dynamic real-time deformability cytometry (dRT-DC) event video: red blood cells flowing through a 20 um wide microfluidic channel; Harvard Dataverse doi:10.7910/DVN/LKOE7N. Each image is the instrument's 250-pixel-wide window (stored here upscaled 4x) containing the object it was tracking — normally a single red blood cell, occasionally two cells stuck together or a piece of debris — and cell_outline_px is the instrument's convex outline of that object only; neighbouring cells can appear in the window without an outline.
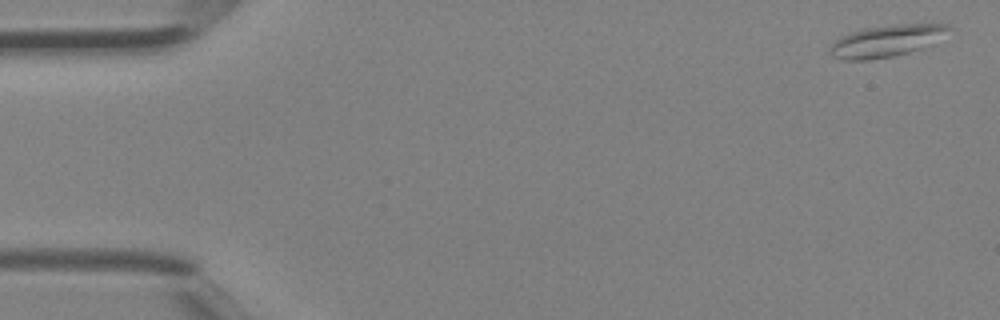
{"species": "Egyptian fruit bat (a non-hibernating species)", "species_latin": "Rousettus aegyptiacus", "temperature_condition": "room temperature", "stored_images_in_passage": 38, "camera_frame_rate_fps": 3000, "um_per_image_px": 0.085, "animal": {"sex": "female"}, "frame": {"image": 1, "passage_image": 1, "time_ms": 0.0, "image_size_px": [1000, 320], "cell_outline_px": [[956, 28], [932, 44], [908, 52], [892, 56], [868, 60], [844, 60], [832, 56], [828, 52], [828, 48], [836, 40], [852, 32], [864, 28], [896, 24], [948, 24]], "centroid_in_image_um": [75.4, 3.47], "position_along_channel_um": 9.6, "area_um2": 22.02}}
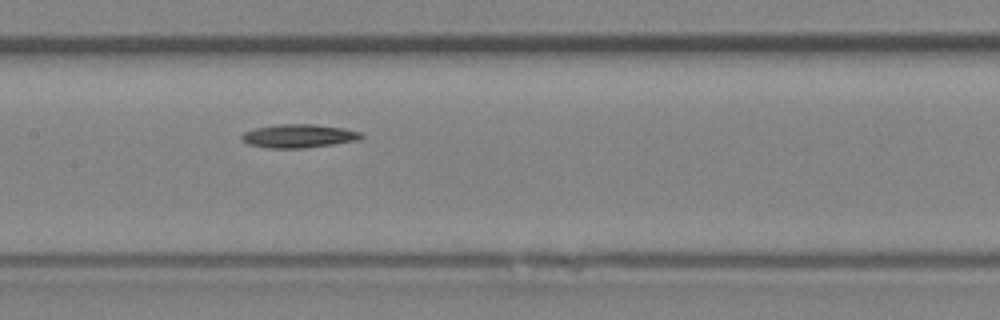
{"frame": {"image": 2, "passage_image": 20, "time_ms": 6.333, "image_size_px": [1000, 320], "cell_outline_px": [[364, 136], [356, 140], [332, 144], [304, 148], [264, 148], [248, 144], [240, 140], [240, 136], [244, 132], [256, 128], [276, 124], [316, 124], [344, 128], [360, 132]], "centroid_in_image_um": [25.33, 11.56], "position_along_channel_um": 182.1, "area_um2": 16.42}}
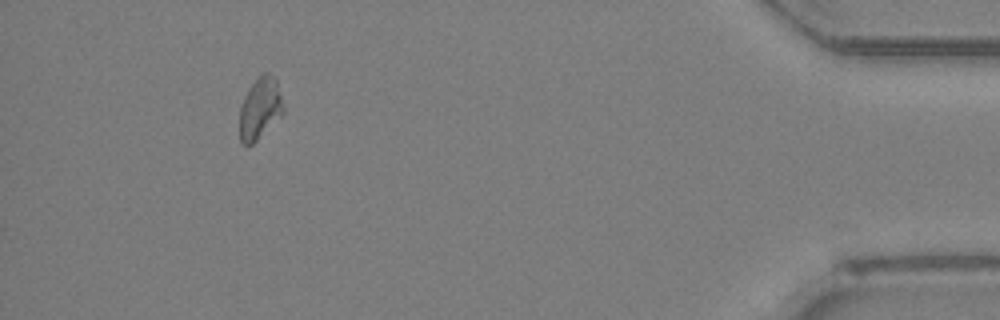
{"frame": {"image": 3, "passage_image": 38, "time_ms": 12.333, "image_size_px": [1000, 320], "cell_outline_px": [[284, 112], [252, 144], [240, 144], [240, 108], [244, 96], [248, 88], [264, 72], [268, 72], [276, 80], [284, 108]], "centroid_in_image_um": [22.08, 9.21], "position_along_channel_um": 413.1, "area_um2": 15.32}}